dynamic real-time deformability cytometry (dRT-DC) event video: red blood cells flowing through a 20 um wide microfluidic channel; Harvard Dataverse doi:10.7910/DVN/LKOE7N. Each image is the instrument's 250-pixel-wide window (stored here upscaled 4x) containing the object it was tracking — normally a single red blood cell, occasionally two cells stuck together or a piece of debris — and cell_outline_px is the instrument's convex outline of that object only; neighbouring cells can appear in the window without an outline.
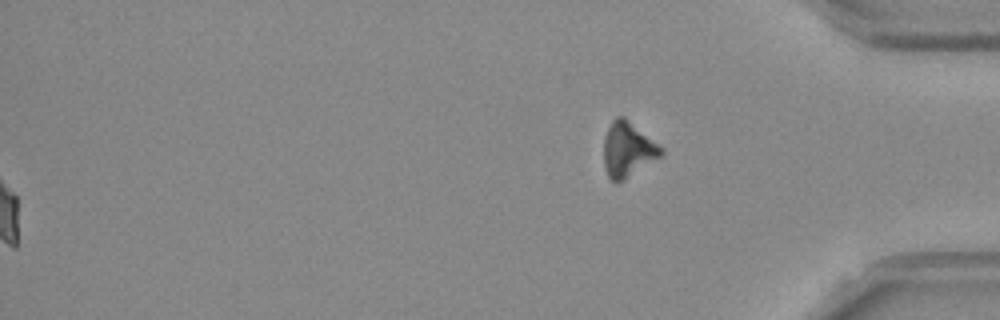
{"species": "Egyptian fruit bat (a non-hibernating species)", "species_latin": "Rousettus aegyptiacus", "temperature_condition": "room temperature", "stored_images_in_passage": 40, "camera_frame_rate_fps": 3000, "um_per_image_px": 0.085, "frame": {"image": 1, "passage_image": 40, "time_ms": 13.0, "image_size_px": [1000, 320], "cell_outline_px": [[664, 152], [660, 156], [624, 180], [616, 184], [608, 176], [604, 168], [604, 136], [612, 120], [616, 116], [624, 116], [664, 148]], "centroid_in_image_um": [53.35, 12.7], "position_along_channel_um": 381.9, "area_um2": 18.38}, "authors_computed_cell_mechanics": {"area_um2": 21.4727, "velocity_mm_per_s": 3.7847, "shape_relaxation_time_tau1_ms": null, "shape_relaxation_time_tau2_ms": 2.9289, "deformation_change_tau1": null, "deformation_change_tau2": 0.0964}}